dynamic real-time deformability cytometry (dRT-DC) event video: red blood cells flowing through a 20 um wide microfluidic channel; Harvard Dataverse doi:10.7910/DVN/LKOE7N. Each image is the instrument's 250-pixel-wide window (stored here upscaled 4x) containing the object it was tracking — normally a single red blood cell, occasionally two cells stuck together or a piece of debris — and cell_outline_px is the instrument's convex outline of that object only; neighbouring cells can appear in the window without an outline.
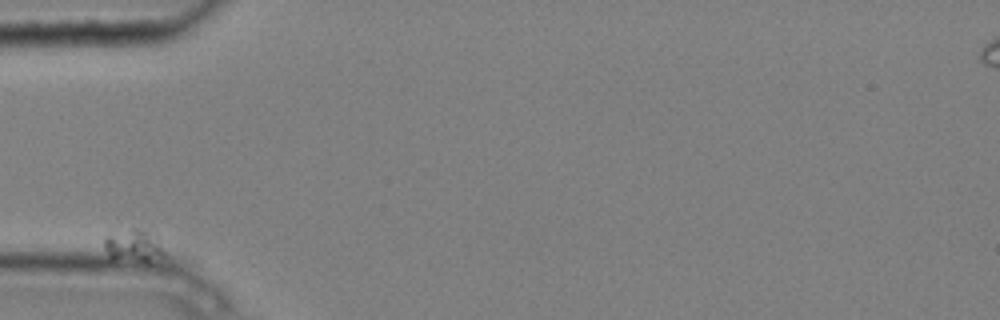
{"species": "common noctule bat (a hibernating species)", "species_latin": "Nyctalus noctula", "temperature_condition": "cold", "stored_images_in_passage": 5, "camera_frame_rate_fps": 3000, "um_per_image_px": 0.085, "animal": {"sex": "male", "body_mass_g": 20.4}, "frame": {"image": 1, "passage_image": 1, "time_ms": 0.0, "image_size_px": [1000, 320], "cell_outline_px": [[164, 256], [148, 260], [144, 260], [108, 256], [104, 248], [104, 240], [108, 236], [132, 228], [140, 228], [148, 232], [164, 252]], "centroid_in_image_um": [11.3, 20.85], "position_along_channel_um": 73.7, "area_um2": 10.17}}
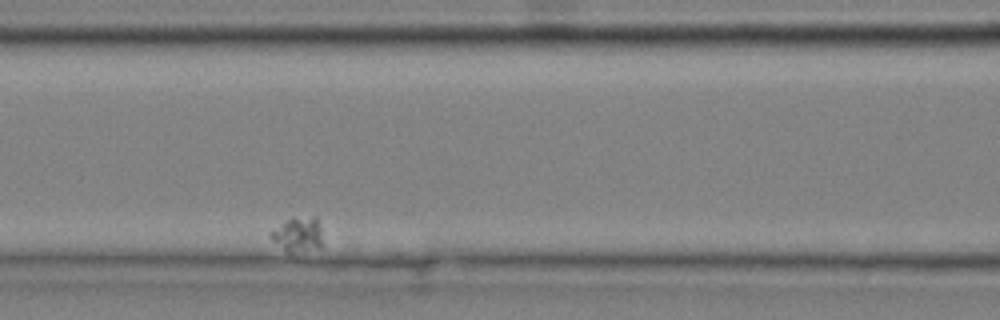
{"frame": {"image": 2, "passage_image": 4, "time_ms": 1.0, "image_size_px": [1000, 320], "cell_outline_px": [[320, 248], [292, 252], [288, 252], [272, 240], [268, 236], [268, 232], [292, 216], [316, 216], [320, 228]], "centroid_in_image_um": [25.28, 19.88], "position_along_channel_um": 141.3, "area_um2": 10.46}}